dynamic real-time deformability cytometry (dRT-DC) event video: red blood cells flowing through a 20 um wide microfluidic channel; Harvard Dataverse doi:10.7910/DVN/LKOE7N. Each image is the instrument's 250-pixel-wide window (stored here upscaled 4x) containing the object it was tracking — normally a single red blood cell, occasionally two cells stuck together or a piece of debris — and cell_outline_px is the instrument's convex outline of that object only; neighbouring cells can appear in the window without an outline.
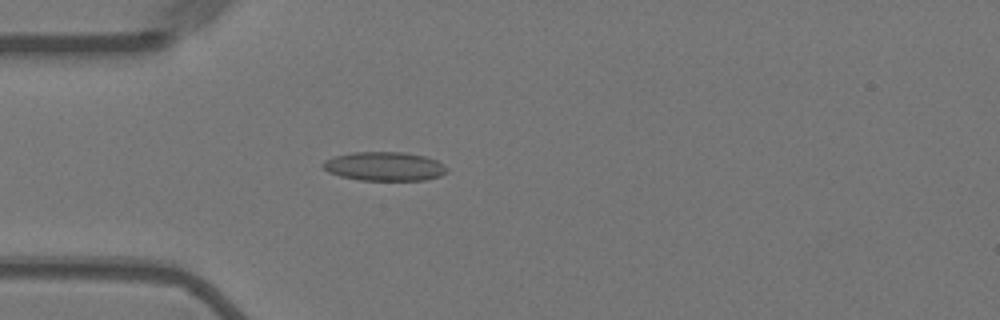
{"species": "Egyptian fruit bat (a non-hibernating species)", "species_latin": "Rousettus aegyptiacus", "temperature_condition": "warm", "stored_images_in_passage": 48, "camera_frame_rate_fps": 3000, "um_per_image_px": 0.085, "animal": {"sex": "female"}, "frame": {"image": 1, "passage_image": 8, "time_ms": 2.333, "image_size_px": [1000, 320], "cell_outline_px": [[448, 172], [440, 176], [428, 180], [360, 180], [340, 176], [328, 172], [320, 164], [324, 160], [336, 156], [352, 152], [404, 152], [424, 156], [436, 160], [444, 164], [448, 168]], "centroid_in_image_um": [32.7, 14.14], "position_along_channel_um": 52.3, "area_um2": 21.04}}
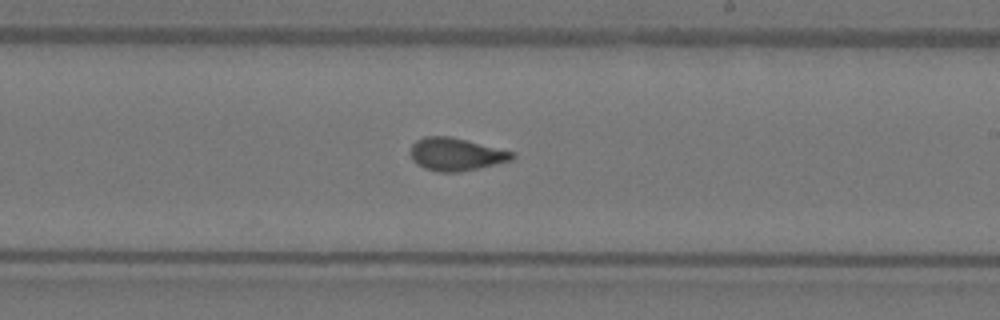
{"frame": {"image": 2, "passage_image": 25, "time_ms": 8.0, "image_size_px": [1000, 320], "cell_outline_px": [[516, 156], [512, 160], [460, 172], [436, 172], [424, 168], [416, 164], [412, 160], [408, 152], [412, 144], [416, 140], [424, 136], [452, 136], [516, 152]], "centroid_in_image_um": [38.73, 13.1], "position_along_channel_um": 250.3, "area_um2": 19.83}}
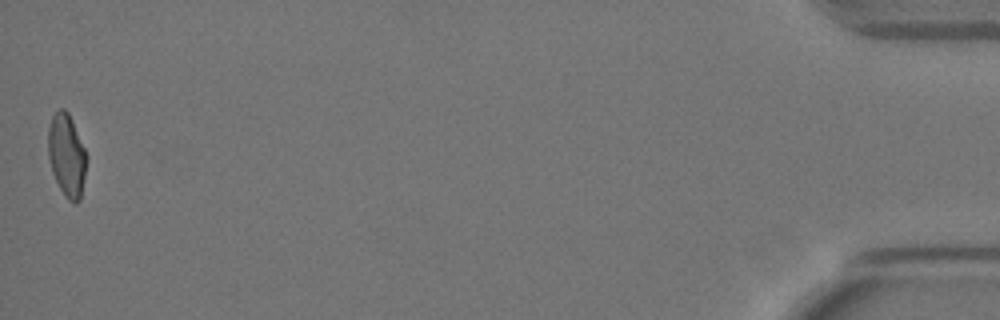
{"frame": {"image": 3, "passage_image": 48, "time_ms": 15.667, "image_size_px": [1000, 320], "cell_outline_px": [[88, 160], [80, 200], [76, 204], [68, 200], [60, 188], [52, 172], [48, 156], [48, 128], [52, 116], [60, 108], [64, 108], [68, 112], [72, 120], [88, 156]], "centroid_in_image_um": [5.69, 13.2], "position_along_channel_um": 429.5, "area_um2": 18.67}, "authors_computed_cell_mechanics": {"area_um2": 19.1318, "velocity_mm_per_s": 3.6151, "shape_relaxation_time_tau1_ms": null, "shape_relaxation_time_tau2_ms": 1.0486, "deformation_change_tau1": null, "deformation_change_tau2": 0.058}}